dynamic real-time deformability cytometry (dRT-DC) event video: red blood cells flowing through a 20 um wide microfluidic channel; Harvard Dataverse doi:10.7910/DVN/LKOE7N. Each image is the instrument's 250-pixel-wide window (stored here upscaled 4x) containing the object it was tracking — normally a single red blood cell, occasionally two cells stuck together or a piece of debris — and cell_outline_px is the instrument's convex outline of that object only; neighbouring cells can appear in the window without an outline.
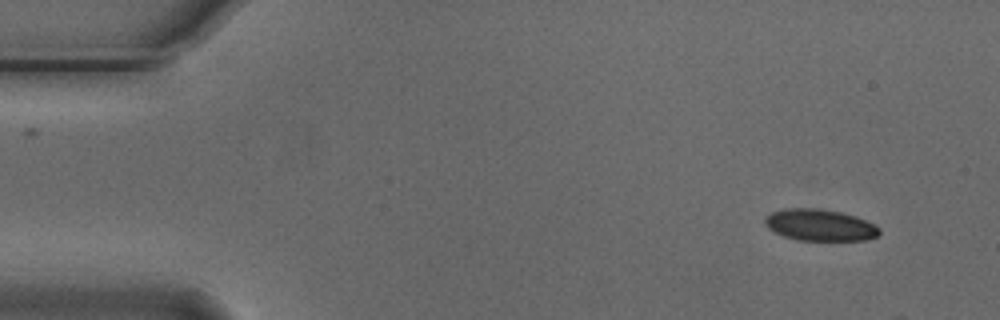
{"species": "Egyptian fruit bat (a non-hibernating species)", "species_latin": "Rousettus aegyptiacus", "temperature_condition": "cold", "stored_images_in_passage": 5, "camera_frame_rate_fps": 3000, "um_per_image_px": 0.085, "animal": {"sex": "male"}, "frame": {"image": 1, "passage_image": 1, "time_ms": 0.0, "image_size_px": [1000, 320], "cell_outline_px": [[880, 236], [868, 240], [796, 240], [784, 236], [768, 228], [764, 224], [764, 220], [772, 212], [784, 208], [816, 208], [840, 212], [856, 216], [880, 228]], "centroid_in_image_um": [69.7, 19.13], "position_along_channel_um": 15.3, "area_um2": 21.04}}